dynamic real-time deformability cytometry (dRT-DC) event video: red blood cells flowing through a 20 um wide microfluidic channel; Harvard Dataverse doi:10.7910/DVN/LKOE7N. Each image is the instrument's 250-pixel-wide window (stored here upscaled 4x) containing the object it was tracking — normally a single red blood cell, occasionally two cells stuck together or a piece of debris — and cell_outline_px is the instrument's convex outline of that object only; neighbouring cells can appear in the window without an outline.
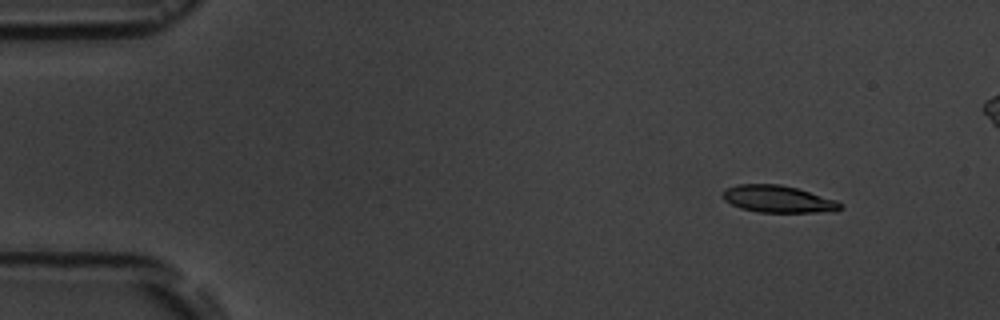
{"species": "common noctule bat (a hibernating species)", "species_latin": "Nyctalus noctula", "temperature_condition": "room temperature", "stored_images_in_passage": 5, "camera_frame_rate_fps": 3000, "um_per_image_px": 0.085, "animal": {"sex": "male", "body_mass_g": 19.5, "forearm_length_mm": 54.6}, "frame": {"image": 1, "passage_image": 1, "time_ms": 0.0, "image_size_px": [1000, 320], "cell_outline_px": [[844, 208], [836, 212], [760, 212], [740, 208], [724, 200], [720, 196], [720, 192], [724, 188], [740, 184], [780, 184], [796, 188], [836, 200]], "centroid_in_image_um": [66.1, 16.92], "position_along_channel_um": 18.9, "area_um2": 18.67}}